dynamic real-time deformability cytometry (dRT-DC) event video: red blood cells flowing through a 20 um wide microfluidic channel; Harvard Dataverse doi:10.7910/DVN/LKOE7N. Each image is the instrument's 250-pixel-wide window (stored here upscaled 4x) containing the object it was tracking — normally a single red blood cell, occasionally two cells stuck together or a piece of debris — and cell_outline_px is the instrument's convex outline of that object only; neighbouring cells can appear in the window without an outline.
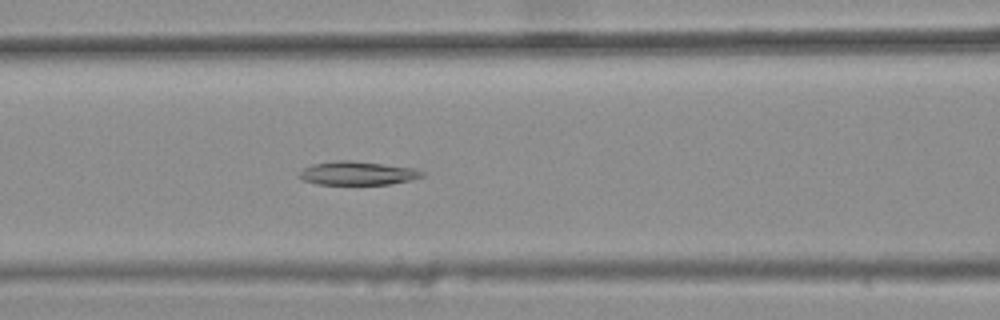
{"species": "common noctule bat (a hibernating species)", "species_latin": "Nyctalus noctula", "temperature_condition": "warm", "stored_images_in_passage": 44, "camera_frame_rate_fps": 3000, "um_per_image_px": 0.085, "animal": {"sex": "female", "body_mass_g": 25.1}, "frame": {"image": 1, "passage_image": 21, "time_ms": 6.667, "image_size_px": [1000, 320], "cell_outline_px": [[424, 176], [408, 180], [388, 184], [316, 184], [304, 180], [296, 176], [304, 168], [312, 164], [336, 160], [352, 160], [416, 168], [424, 172]], "centroid_in_image_um": [30.37, 14.71], "position_along_channel_um": 136.2, "area_um2": 16.88}}
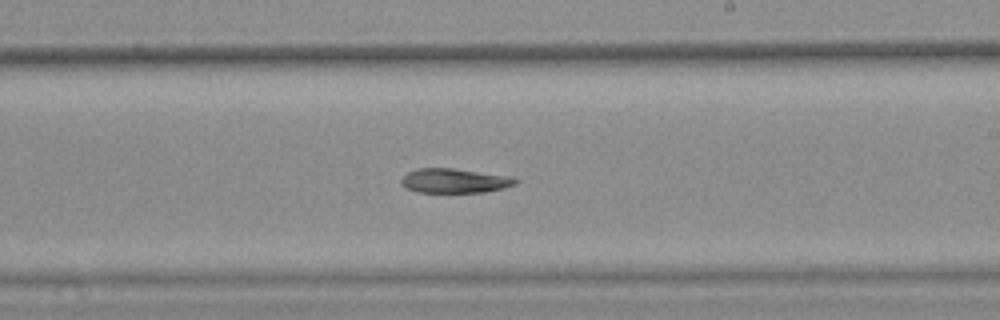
{"frame": {"image": 2, "passage_image": 30, "time_ms": 9.667, "image_size_px": [1000, 320], "cell_outline_px": [[516, 184], [504, 188], [484, 192], [416, 192], [404, 188], [400, 184], [400, 180], [408, 172], [416, 168], [452, 168], [512, 176], [516, 180]], "centroid_in_image_um": [38.59, 15.36], "position_along_channel_um": 250.4, "area_um2": 16.36}}
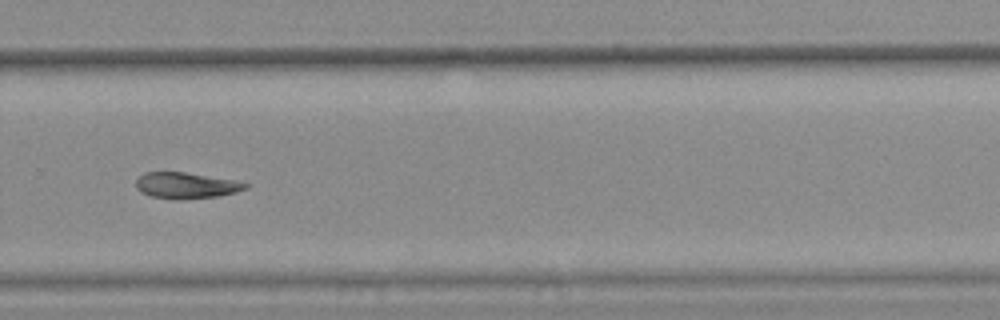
{"frame": {"image": 3, "passage_image": 35, "time_ms": 11.333, "image_size_px": [1000, 320], "cell_outline_px": [[248, 188], [236, 192], [216, 196], [180, 200], [176, 200], [152, 196], [140, 192], [136, 188], [136, 180], [144, 172], [184, 172], [232, 180], [248, 184]], "centroid_in_image_um": [15.77, 15.77], "position_along_channel_um": 314.0, "area_um2": 16.47}}